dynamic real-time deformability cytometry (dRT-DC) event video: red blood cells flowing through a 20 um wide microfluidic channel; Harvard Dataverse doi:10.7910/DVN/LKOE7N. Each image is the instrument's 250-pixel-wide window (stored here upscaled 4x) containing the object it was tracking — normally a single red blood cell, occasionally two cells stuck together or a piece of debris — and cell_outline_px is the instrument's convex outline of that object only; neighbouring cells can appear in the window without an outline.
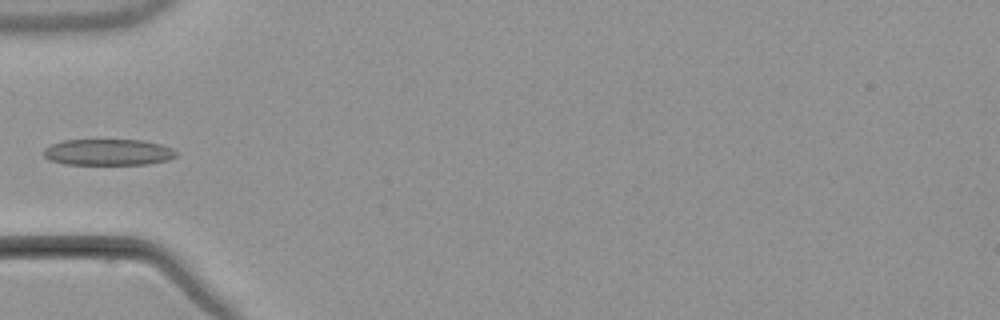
{"species": "common noctule bat (a hibernating species)", "species_latin": "Nyctalus noctula", "temperature_condition": "warm", "stored_images_in_passage": 5, "camera_frame_rate_fps": 3000, "um_per_image_px": 0.085, "animal": {"sex": "male", "body_mass_g": 21.5, "forearm_length_mm": 52.0}, "frame": {"image": 1, "passage_image": 5, "time_ms": 5.333, "image_size_px": [1000, 320], "cell_outline_px": [[176, 156], [168, 160], [148, 164], [64, 164], [48, 160], [44, 156], [44, 148], [52, 144], [64, 140], [144, 140], [160, 144], [172, 148], [176, 152]], "centroid_in_image_um": [9.18, 12.94], "position_along_channel_um": 75.8, "area_um2": 20.29}}